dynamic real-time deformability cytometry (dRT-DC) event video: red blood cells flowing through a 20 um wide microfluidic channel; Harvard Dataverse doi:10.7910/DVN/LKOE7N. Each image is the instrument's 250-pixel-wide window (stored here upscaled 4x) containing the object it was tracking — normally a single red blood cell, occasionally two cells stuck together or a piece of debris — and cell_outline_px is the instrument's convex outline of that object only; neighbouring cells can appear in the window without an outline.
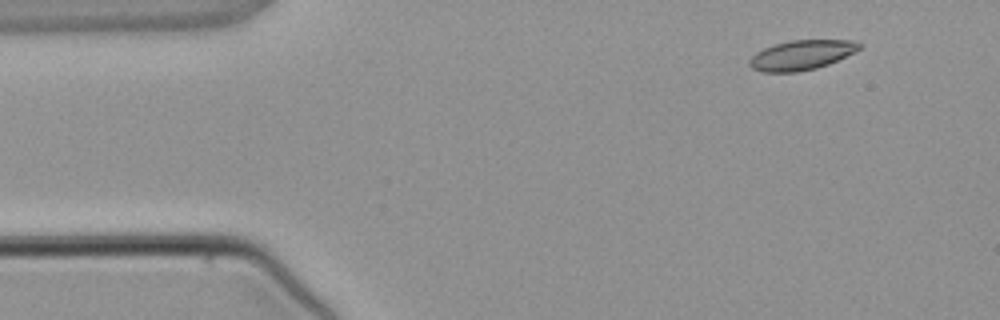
{"species": "common noctule bat (a hibernating species)", "species_latin": "Nyctalus noctula", "temperature_condition": "warm", "stored_images_in_passage": 2, "camera_frame_rate_fps": 3000, "um_per_image_px": 0.085, "animal": {"sex": "male", "body_mass_g": 21.5, "forearm_length_mm": 52.0}, "frame": {"image": 1, "passage_image": 1, "time_ms": 0.0, "image_size_px": [1000, 320], "cell_outline_px": [[864, 44], [860, 48], [828, 64], [816, 68], [796, 72], [760, 72], [752, 68], [748, 64], [748, 60], [756, 52], [764, 48], [776, 44], [792, 40], [856, 40]], "centroid_in_image_um": [68.1, 4.68], "position_along_channel_um": 16.9, "area_um2": 18.9}}